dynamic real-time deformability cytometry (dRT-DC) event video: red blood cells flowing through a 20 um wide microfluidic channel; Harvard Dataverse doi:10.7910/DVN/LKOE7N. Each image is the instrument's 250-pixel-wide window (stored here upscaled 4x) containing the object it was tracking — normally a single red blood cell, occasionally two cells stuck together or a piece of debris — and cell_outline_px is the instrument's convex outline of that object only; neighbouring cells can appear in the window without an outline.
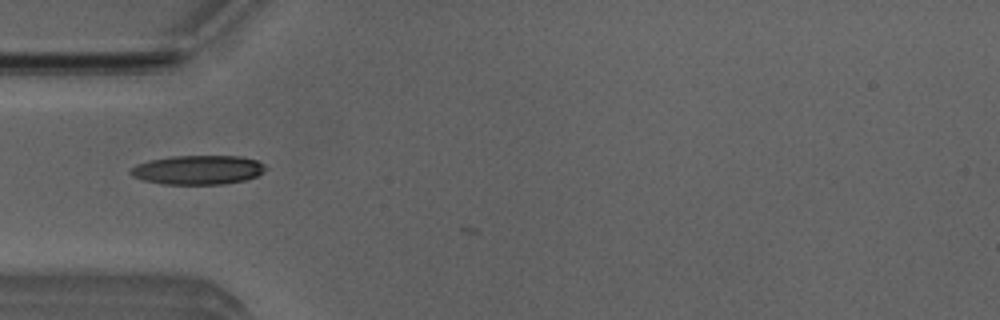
{"species": "Egyptian fruit bat (a non-hibernating species)", "species_latin": "Rousettus aegyptiacus", "temperature_condition": "room temperature", "stored_images_in_passage": 3, "camera_frame_rate_fps": 3000, "um_per_image_px": 0.085, "animal": {"sex": "male"}, "frame": {"image": 1, "passage_image": 1, "time_ms": 0.0, "image_size_px": [1000, 320], "cell_outline_px": [[268, 168], [264, 172], [256, 176], [244, 180], [224, 184], [164, 184], [144, 180], [132, 176], [128, 172], [136, 164], [148, 160], [172, 156], [240, 156], [256, 160], [264, 164]], "centroid_in_image_um": [16.83, 14.43], "position_along_channel_um": 68.2, "area_um2": 23.0}}